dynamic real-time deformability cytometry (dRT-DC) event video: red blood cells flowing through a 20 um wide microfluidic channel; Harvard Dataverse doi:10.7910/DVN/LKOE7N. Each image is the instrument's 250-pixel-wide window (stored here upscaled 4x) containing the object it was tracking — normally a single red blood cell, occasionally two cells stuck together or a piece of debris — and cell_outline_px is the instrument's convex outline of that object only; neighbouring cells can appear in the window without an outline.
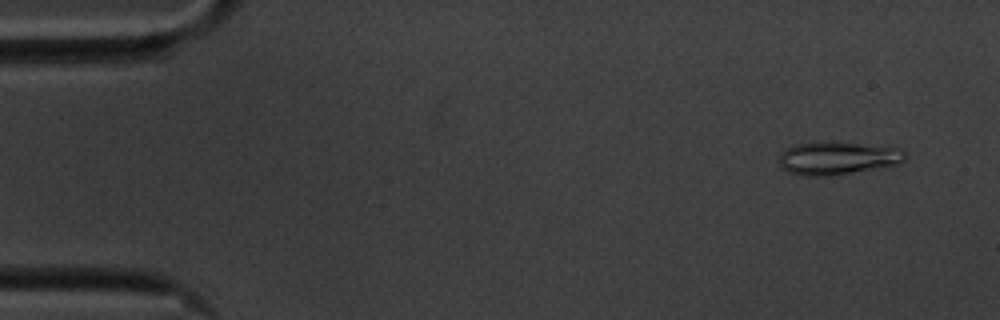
{"species": "common noctule bat (a hibernating species)", "species_latin": "Nyctalus noctula", "temperature_condition": "cold", "stored_images_in_passage": 57, "camera_frame_rate_fps": 3000, "um_per_image_px": 0.085, "animal": {"sex": "male", "body_mass_g": 20.1, "forearm_length_mm": 53.5}, "frame": {"image": 1, "passage_image": 4, "time_ms": 1.0, "image_size_px": [1000, 320], "cell_outline_px": [[908, 152], [904, 160], [896, 164], [876, 168], [832, 176], [804, 176], [788, 172], [780, 164], [780, 156], [784, 148], [792, 144], [820, 140], [832, 140], [896, 148]], "centroid_in_image_um": [71.14, 13.41], "position_along_channel_um": 13.9, "area_um2": 24.68}}
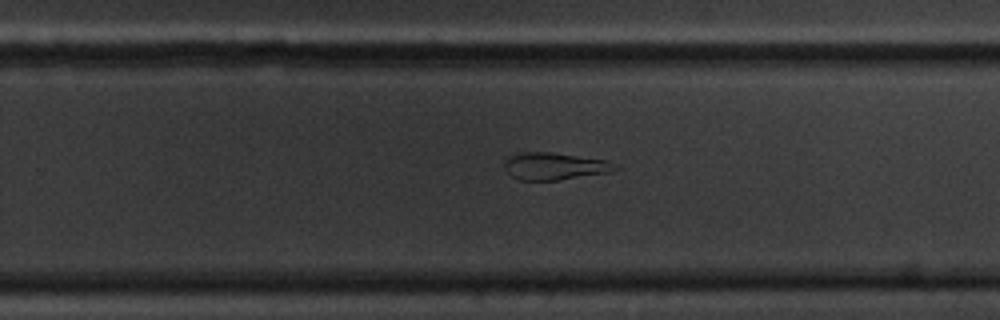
{"frame": {"image": 2, "passage_image": 36, "time_ms": 11.667, "image_size_px": [1000, 320], "cell_outline_px": [[620, 168], [608, 172], [556, 180], [520, 180], [512, 176], [508, 172], [504, 164], [508, 156], [520, 152], [552, 152], [608, 160]], "centroid_in_image_um": [47.13, 14.11], "position_along_channel_um": 282.7, "area_um2": 17.4}}
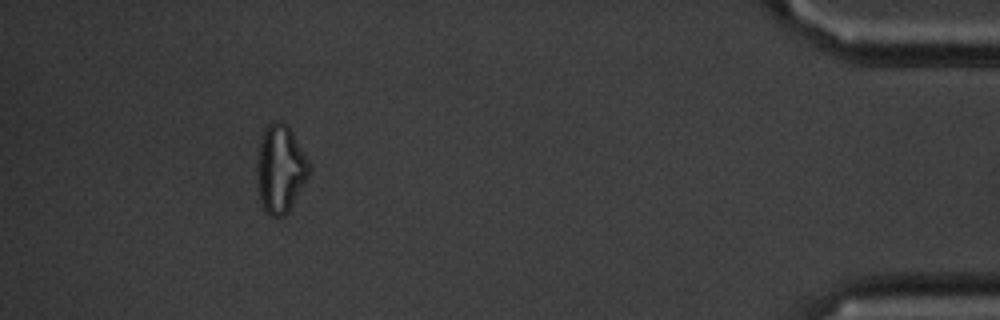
{"frame": {"image": 3, "passage_image": 52, "time_ms": 17.0, "image_size_px": [1000, 320], "cell_outline_px": [[312, 168], [308, 176], [288, 212], [284, 216], [272, 216], [264, 208], [260, 200], [256, 168], [260, 136], [264, 128], [268, 124], [280, 120], [288, 124], [308, 160]], "centroid_in_image_um": [23.82, 14.31], "position_along_channel_um": 411.4, "area_um2": 26.65}}